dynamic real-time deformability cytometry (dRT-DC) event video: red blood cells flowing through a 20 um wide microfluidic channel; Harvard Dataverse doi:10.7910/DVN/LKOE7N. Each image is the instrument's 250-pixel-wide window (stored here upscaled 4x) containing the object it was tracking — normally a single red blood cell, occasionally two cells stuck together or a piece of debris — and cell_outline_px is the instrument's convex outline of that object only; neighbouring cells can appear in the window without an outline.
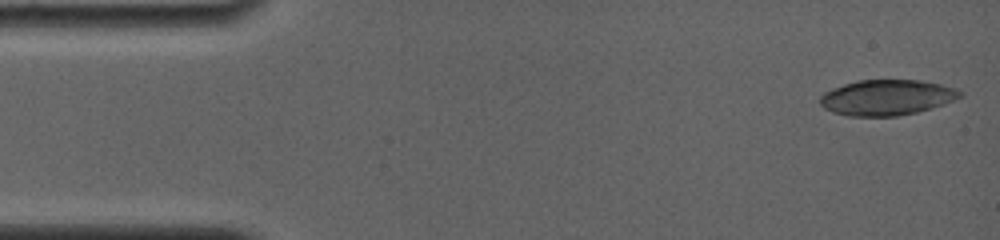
{"species": "common noctule bat (a hibernating species)", "species_latin": "Nyctalus noctula", "temperature_condition": "room temperature", "stored_images_in_passage": 9, "segment_of_instrument_passage": [1, 2], "camera_frame_rate_fps": 4000, "um_per_image_px": 0.085, "animal": {"sex": "female", "body_mass_g": 19.0, "forearm_length_mm": 56.7}, "frame": {"image": 1, "passage_image": 1, "time_ms": 0.0, "image_size_px": [1000, 240], "cell_outline_px": [[964, 96], [944, 104], [916, 112], [896, 116], [848, 116], [832, 112], [824, 108], [820, 104], [820, 96], [824, 92], [832, 88], [844, 84], [860, 80], [920, 80], [940, 84], [964, 92]], "centroid_in_image_um": [75.37, 8.29], "position_along_channel_um": 9.6, "area_um2": 28.96}}